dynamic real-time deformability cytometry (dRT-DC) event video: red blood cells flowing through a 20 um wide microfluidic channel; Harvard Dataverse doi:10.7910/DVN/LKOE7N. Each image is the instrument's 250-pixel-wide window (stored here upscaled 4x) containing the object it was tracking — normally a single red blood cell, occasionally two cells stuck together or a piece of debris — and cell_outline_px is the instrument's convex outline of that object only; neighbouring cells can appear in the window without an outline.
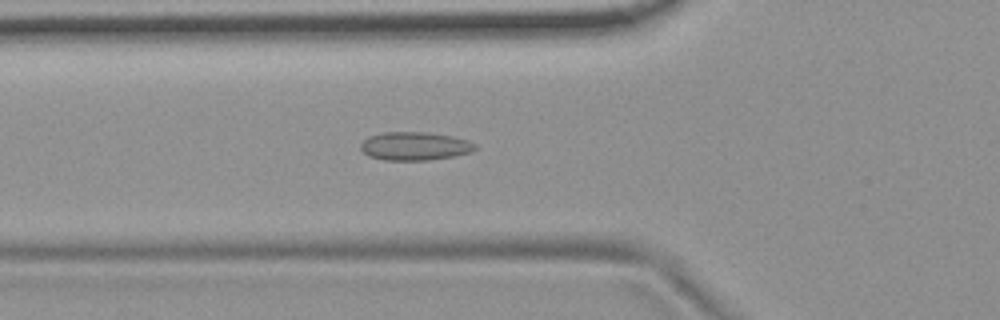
{"species": "common noctule bat (a hibernating species)", "species_latin": "Nyctalus noctula", "temperature_condition": "room temperature", "stored_images_in_passage": 53, "camera_frame_rate_fps": 3000, "um_per_image_px": 0.085, "animal": {"sex": "female", "body_mass_g": 19.9}, "frame": {"image": 1, "passage_image": 18, "time_ms": 5.667, "image_size_px": [1000, 320], "cell_outline_px": [[476, 148], [472, 152], [456, 156], [428, 160], [384, 160], [368, 156], [360, 148], [360, 144], [368, 136], [384, 132], [428, 132], [452, 136], [468, 140], [476, 144]], "centroid_in_image_um": [35.27, 12.42], "position_along_channel_um": 90.5, "area_um2": 19.07}}
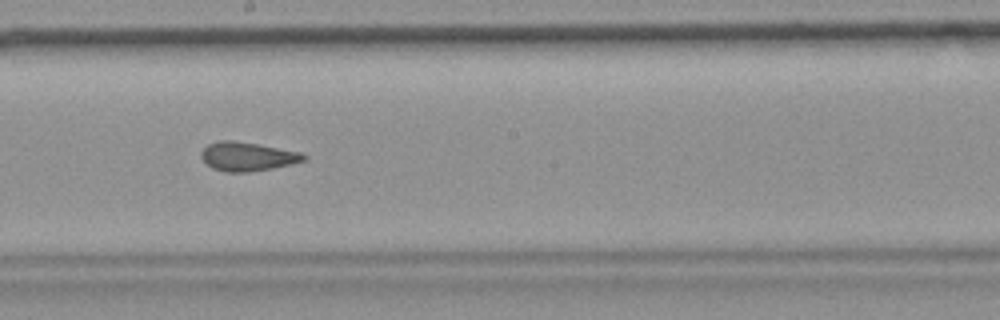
{"frame": {"image": 2, "passage_image": 29, "time_ms": 9.333, "image_size_px": [1000, 320], "cell_outline_px": [[308, 156], [304, 160], [272, 168], [248, 172], [224, 172], [212, 168], [200, 156], [200, 152], [208, 144], [220, 140], [232, 140], [256, 144], [300, 152]], "centroid_in_image_um": [20.98, 13.3], "position_along_channel_um": 227.2, "area_um2": 16.99}}
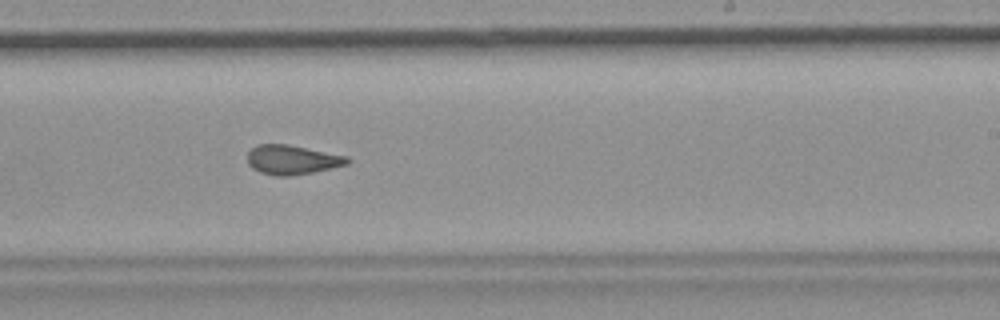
{"frame": {"image": 3, "passage_image": 32, "time_ms": 10.333, "image_size_px": [1000, 320], "cell_outline_px": [[352, 160], [348, 164], [332, 168], [312, 172], [288, 176], [276, 176], [260, 172], [252, 168], [248, 164], [248, 152], [256, 144], [288, 144], [348, 156]], "centroid_in_image_um": [24.84, 13.57], "position_along_channel_um": 264.2, "area_um2": 17.17}, "authors_computed_cell_mechanics": {"area_um2": 17.7446, "velocity_mm_per_s": 3.7258, "shape_relaxation_time_tau1_ms": null, "shape_relaxation_time_tau2_ms": 1.7425, "deformation_change_tau1": null, "deformation_change_tau2": 0.0864}}